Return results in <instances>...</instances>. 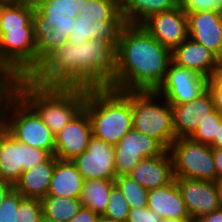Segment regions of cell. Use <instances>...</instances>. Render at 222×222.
<instances>
[{"instance_id": "5bb4252c", "label": "cell", "mask_w": 222, "mask_h": 222, "mask_svg": "<svg viewBox=\"0 0 222 222\" xmlns=\"http://www.w3.org/2000/svg\"><path fill=\"white\" fill-rule=\"evenodd\" d=\"M140 25L171 51L188 37L187 14L179 6L152 14Z\"/></svg>"}, {"instance_id": "f5cc1de1", "label": "cell", "mask_w": 222, "mask_h": 222, "mask_svg": "<svg viewBox=\"0 0 222 222\" xmlns=\"http://www.w3.org/2000/svg\"><path fill=\"white\" fill-rule=\"evenodd\" d=\"M2 1H5V2H22L24 0H2Z\"/></svg>"}, {"instance_id": "d4e9b609", "label": "cell", "mask_w": 222, "mask_h": 222, "mask_svg": "<svg viewBox=\"0 0 222 222\" xmlns=\"http://www.w3.org/2000/svg\"><path fill=\"white\" fill-rule=\"evenodd\" d=\"M127 24L140 25L150 15L178 7V0H120Z\"/></svg>"}, {"instance_id": "f1b7e54d", "label": "cell", "mask_w": 222, "mask_h": 222, "mask_svg": "<svg viewBox=\"0 0 222 222\" xmlns=\"http://www.w3.org/2000/svg\"><path fill=\"white\" fill-rule=\"evenodd\" d=\"M78 17L101 19V21H126L120 0H83L82 13Z\"/></svg>"}, {"instance_id": "e0dca14e", "label": "cell", "mask_w": 222, "mask_h": 222, "mask_svg": "<svg viewBox=\"0 0 222 222\" xmlns=\"http://www.w3.org/2000/svg\"><path fill=\"white\" fill-rule=\"evenodd\" d=\"M188 37L204 45L222 60V14L216 11L186 13Z\"/></svg>"}, {"instance_id": "8992f818", "label": "cell", "mask_w": 222, "mask_h": 222, "mask_svg": "<svg viewBox=\"0 0 222 222\" xmlns=\"http://www.w3.org/2000/svg\"><path fill=\"white\" fill-rule=\"evenodd\" d=\"M133 130L156 140L169 151L176 139L172 109L156 91H132Z\"/></svg>"}, {"instance_id": "60d3db41", "label": "cell", "mask_w": 222, "mask_h": 222, "mask_svg": "<svg viewBox=\"0 0 222 222\" xmlns=\"http://www.w3.org/2000/svg\"><path fill=\"white\" fill-rule=\"evenodd\" d=\"M199 222H222V206L197 219Z\"/></svg>"}, {"instance_id": "7dc6e473", "label": "cell", "mask_w": 222, "mask_h": 222, "mask_svg": "<svg viewBox=\"0 0 222 222\" xmlns=\"http://www.w3.org/2000/svg\"><path fill=\"white\" fill-rule=\"evenodd\" d=\"M218 187V192H219V197H220V202L222 205V177L217 178L215 181Z\"/></svg>"}, {"instance_id": "52a82bcc", "label": "cell", "mask_w": 222, "mask_h": 222, "mask_svg": "<svg viewBox=\"0 0 222 222\" xmlns=\"http://www.w3.org/2000/svg\"><path fill=\"white\" fill-rule=\"evenodd\" d=\"M3 118L7 122L9 134L14 139L54 155L55 135L17 92L7 98Z\"/></svg>"}, {"instance_id": "7402d4cb", "label": "cell", "mask_w": 222, "mask_h": 222, "mask_svg": "<svg viewBox=\"0 0 222 222\" xmlns=\"http://www.w3.org/2000/svg\"><path fill=\"white\" fill-rule=\"evenodd\" d=\"M147 207L162 219H191L176 180L164 187L148 190Z\"/></svg>"}, {"instance_id": "7bdbcfd3", "label": "cell", "mask_w": 222, "mask_h": 222, "mask_svg": "<svg viewBox=\"0 0 222 222\" xmlns=\"http://www.w3.org/2000/svg\"><path fill=\"white\" fill-rule=\"evenodd\" d=\"M14 189V185L9 182L0 180V205L6 196Z\"/></svg>"}, {"instance_id": "603a6c76", "label": "cell", "mask_w": 222, "mask_h": 222, "mask_svg": "<svg viewBox=\"0 0 222 222\" xmlns=\"http://www.w3.org/2000/svg\"><path fill=\"white\" fill-rule=\"evenodd\" d=\"M55 167V156L22 173L14 189L24 198L42 200L49 191L50 181Z\"/></svg>"}, {"instance_id": "ac0fdd59", "label": "cell", "mask_w": 222, "mask_h": 222, "mask_svg": "<svg viewBox=\"0 0 222 222\" xmlns=\"http://www.w3.org/2000/svg\"><path fill=\"white\" fill-rule=\"evenodd\" d=\"M171 52L172 62L209 79L217 74L221 66V60L212 51L190 37Z\"/></svg>"}, {"instance_id": "8d00e7d4", "label": "cell", "mask_w": 222, "mask_h": 222, "mask_svg": "<svg viewBox=\"0 0 222 222\" xmlns=\"http://www.w3.org/2000/svg\"><path fill=\"white\" fill-rule=\"evenodd\" d=\"M161 216L148 207L130 208L127 222H161Z\"/></svg>"}, {"instance_id": "db71d44e", "label": "cell", "mask_w": 222, "mask_h": 222, "mask_svg": "<svg viewBox=\"0 0 222 222\" xmlns=\"http://www.w3.org/2000/svg\"><path fill=\"white\" fill-rule=\"evenodd\" d=\"M187 222H199L197 219H190Z\"/></svg>"}, {"instance_id": "4dcf8cb0", "label": "cell", "mask_w": 222, "mask_h": 222, "mask_svg": "<svg viewBox=\"0 0 222 222\" xmlns=\"http://www.w3.org/2000/svg\"><path fill=\"white\" fill-rule=\"evenodd\" d=\"M221 120L222 114L215 109L203 120H199L200 123L197 129L189 138L196 142L211 146L217 135L218 126H220Z\"/></svg>"}, {"instance_id": "1f68e13d", "label": "cell", "mask_w": 222, "mask_h": 222, "mask_svg": "<svg viewBox=\"0 0 222 222\" xmlns=\"http://www.w3.org/2000/svg\"><path fill=\"white\" fill-rule=\"evenodd\" d=\"M129 204L119 187L114 184L110 190L106 212L103 218L111 221L127 222Z\"/></svg>"}, {"instance_id": "ee69618b", "label": "cell", "mask_w": 222, "mask_h": 222, "mask_svg": "<svg viewBox=\"0 0 222 222\" xmlns=\"http://www.w3.org/2000/svg\"><path fill=\"white\" fill-rule=\"evenodd\" d=\"M9 134L8 125L5 119L0 118V145L4 138Z\"/></svg>"}, {"instance_id": "9c48e42d", "label": "cell", "mask_w": 222, "mask_h": 222, "mask_svg": "<svg viewBox=\"0 0 222 222\" xmlns=\"http://www.w3.org/2000/svg\"><path fill=\"white\" fill-rule=\"evenodd\" d=\"M1 30L0 59L18 78H28L37 68V27Z\"/></svg>"}, {"instance_id": "e575fe53", "label": "cell", "mask_w": 222, "mask_h": 222, "mask_svg": "<svg viewBox=\"0 0 222 222\" xmlns=\"http://www.w3.org/2000/svg\"><path fill=\"white\" fill-rule=\"evenodd\" d=\"M178 6L186 13L216 11L222 14V0H178Z\"/></svg>"}, {"instance_id": "9a60e30c", "label": "cell", "mask_w": 222, "mask_h": 222, "mask_svg": "<svg viewBox=\"0 0 222 222\" xmlns=\"http://www.w3.org/2000/svg\"><path fill=\"white\" fill-rule=\"evenodd\" d=\"M175 180L191 219H198L222 206L216 182L191 178Z\"/></svg>"}, {"instance_id": "30bf717a", "label": "cell", "mask_w": 222, "mask_h": 222, "mask_svg": "<svg viewBox=\"0 0 222 222\" xmlns=\"http://www.w3.org/2000/svg\"><path fill=\"white\" fill-rule=\"evenodd\" d=\"M209 78L171 62L156 92L170 105L188 103L208 90Z\"/></svg>"}, {"instance_id": "836d02e7", "label": "cell", "mask_w": 222, "mask_h": 222, "mask_svg": "<svg viewBox=\"0 0 222 222\" xmlns=\"http://www.w3.org/2000/svg\"><path fill=\"white\" fill-rule=\"evenodd\" d=\"M24 197L13 189L0 205V222H16L17 210Z\"/></svg>"}, {"instance_id": "83f0119b", "label": "cell", "mask_w": 222, "mask_h": 222, "mask_svg": "<svg viewBox=\"0 0 222 222\" xmlns=\"http://www.w3.org/2000/svg\"><path fill=\"white\" fill-rule=\"evenodd\" d=\"M40 201L43 216L57 222H68L82 207L80 198L46 195Z\"/></svg>"}, {"instance_id": "3957f363", "label": "cell", "mask_w": 222, "mask_h": 222, "mask_svg": "<svg viewBox=\"0 0 222 222\" xmlns=\"http://www.w3.org/2000/svg\"><path fill=\"white\" fill-rule=\"evenodd\" d=\"M84 109L90 118L93 137L115 146L132 125V91L109 87L90 88Z\"/></svg>"}, {"instance_id": "7a4b0ae2", "label": "cell", "mask_w": 222, "mask_h": 222, "mask_svg": "<svg viewBox=\"0 0 222 222\" xmlns=\"http://www.w3.org/2000/svg\"><path fill=\"white\" fill-rule=\"evenodd\" d=\"M172 52L141 25L127 24L116 48V63L109 88L119 91H156L163 83Z\"/></svg>"}, {"instance_id": "d6a6232c", "label": "cell", "mask_w": 222, "mask_h": 222, "mask_svg": "<svg viewBox=\"0 0 222 222\" xmlns=\"http://www.w3.org/2000/svg\"><path fill=\"white\" fill-rule=\"evenodd\" d=\"M42 213V204L38 199L24 198L17 210L16 222H39Z\"/></svg>"}, {"instance_id": "5b68a950", "label": "cell", "mask_w": 222, "mask_h": 222, "mask_svg": "<svg viewBox=\"0 0 222 222\" xmlns=\"http://www.w3.org/2000/svg\"><path fill=\"white\" fill-rule=\"evenodd\" d=\"M83 0H50L36 11L37 67L54 50L67 42Z\"/></svg>"}, {"instance_id": "6da1fadb", "label": "cell", "mask_w": 222, "mask_h": 222, "mask_svg": "<svg viewBox=\"0 0 222 222\" xmlns=\"http://www.w3.org/2000/svg\"><path fill=\"white\" fill-rule=\"evenodd\" d=\"M116 63V48L102 38L74 45L66 42L28 77L45 87H110Z\"/></svg>"}, {"instance_id": "f907efd6", "label": "cell", "mask_w": 222, "mask_h": 222, "mask_svg": "<svg viewBox=\"0 0 222 222\" xmlns=\"http://www.w3.org/2000/svg\"><path fill=\"white\" fill-rule=\"evenodd\" d=\"M39 222H57V221L42 216Z\"/></svg>"}, {"instance_id": "ffe728a7", "label": "cell", "mask_w": 222, "mask_h": 222, "mask_svg": "<svg viewBox=\"0 0 222 222\" xmlns=\"http://www.w3.org/2000/svg\"><path fill=\"white\" fill-rule=\"evenodd\" d=\"M147 190L164 187L175 180L173 160L169 151L140 160L128 174Z\"/></svg>"}, {"instance_id": "4316f807", "label": "cell", "mask_w": 222, "mask_h": 222, "mask_svg": "<svg viewBox=\"0 0 222 222\" xmlns=\"http://www.w3.org/2000/svg\"><path fill=\"white\" fill-rule=\"evenodd\" d=\"M1 29L37 27L36 11L24 1H2Z\"/></svg>"}, {"instance_id": "8fae6325", "label": "cell", "mask_w": 222, "mask_h": 222, "mask_svg": "<svg viewBox=\"0 0 222 222\" xmlns=\"http://www.w3.org/2000/svg\"><path fill=\"white\" fill-rule=\"evenodd\" d=\"M50 156L47 151L21 143L8 134L0 145V180L15 185L24 171Z\"/></svg>"}, {"instance_id": "f35d334b", "label": "cell", "mask_w": 222, "mask_h": 222, "mask_svg": "<svg viewBox=\"0 0 222 222\" xmlns=\"http://www.w3.org/2000/svg\"><path fill=\"white\" fill-rule=\"evenodd\" d=\"M17 83H0V118L3 117V109L7 98L16 92Z\"/></svg>"}, {"instance_id": "484cf974", "label": "cell", "mask_w": 222, "mask_h": 222, "mask_svg": "<svg viewBox=\"0 0 222 222\" xmlns=\"http://www.w3.org/2000/svg\"><path fill=\"white\" fill-rule=\"evenodd\" d=\"M115 181L106 179L85 180L80 196L81 205L101 217L106 212L110 190Z\"/></svg>"}, {"instance_id": "74e56055", "label": "cell", "mask_w": 222, "mask_h": 222, "mask_svg": "<svg viewBox=\"0 0 222 222\" xmlns=\"http://www.w3.org/2000/svg\"><path fill=\"white\" fill-rule=\"evenodd\" d=\"M101 216L91 209L82 206L77 214L68 222H99Z\"/></svg>"}, {"instance_id": "f546056e", "label": "cell", "mask_w": 222, "mask_h": 222, "mask_svg": "<svg viewBox=\"0 0 222 222\" xmlns=\"http://www.w3.org/2000/svg\"><path fill=\"white\" fill-rule=\"evenodd\" d=\"M115 184L124 194L130 208L147 207L148 190L129 175L118 176Z\"/></svg>"}, {"instance_id": "ba28073f", "label": "cell", "mask_w": 222, "mask_h": 222, "mask_svg": "<svg viewBox=\"0 0 222 222\" xmlns=\"http://www.w3.org/2000/svg\"><path fill=\"white\" fill-rule=\"evenodd\" d=\"M169 152L173 160L175 178H191L202 181L217 180L213 148L190 138L175 139Z\"/></svg>"}, {"instance_id": "cb8c5ba5", "label": "cell", "mask_w": 222, "mask_h": 222, "mask_svg": "<svg viewBox=\"0 0 222 222\" xmlns=\"http://www.w3.org/2000/svg\"><path fill=\"white\" fill-rule=\"evenodd\" d=\"M84 178L71 160L55 157V167L47 195L80 198Z\"/></svg>"}, {"instance_id": "d590c367", "label": "cell", "mask_w": 222, "mask_h": 222, "mask_svg": "<svg viewBox=\"0 0 222 222\" xmlns=\"http://www.w3.org/2000/svg\"><path fill=\"white\" fill-rule=\"evenodd\" d=\"M208 91L212 95L215 109L222 114V66L217 74L209 79Z\"/></svg>"}, {"instance_id": "b9f144b4", "label": "cell", "mask_w": 222, "mask_h": 222, "mask_svg": "<svg viewBox=\"0 0 222 222\" xmlns=\"http://www.w3.org/2000/svg\"><path fill=\"white\" fill-rule=\"evenodd\" d=\"M213 159L215 162L217 178L222 177V148H213Z\"/></svg>"}, {"instance_id": "2e32d148", "label": "cell", "mask_w": 222, "mask_h": 222, "mask_svg": "<svg viewBox=\"0 0 222 222\" xmlns=\"http://www.w3.org/2000/svg\"><path fill=\"white\" fill-rule=\"evenodd\" d=\"M92 125L83 108L60 132L55 135L54 156L60 160H73L86 151L92 138Z\"/></svg>"}, {"instance_id": "ab89813d", "label": "cell", "mask_w": 222, "mask_h": 222, "mask_svg": "<svg viewBox=\"0 0 222 222\" xmlns=\"http://www.w3.org/2000/svg\"><path fill=\"white\" fill-rule=\"evenodd\" d=\"M18 77L0 59V83H17Z\"/></svg>"}, {"instance_id": "44dd1931", "label": "cell", "mask_w": 222, "mask_h": 222, "mask_svg": "<svg viewBox=\"0 0 222 222\" xmlns=\"http://www.w3.org/2000/svg\"><path fill=\"white\" fill-rule=\"evenodd\" d=\"M126 21H101V19L77 17L67 42L84 44L94 38H102L117 48Z\"/></svg>"}, {"instance_id": "bcb514c9", "label": "cell", "mask_w": 222, "mask_h": 222, "mask_svg": "<svg viewBox=\"0 0 222 222\" xmlns=\"http://www.w3.org/2000/svg\"><path fill=\"white\" fill-rule=\"evenodd\" d=\"M50 0H24L32 9L36 10L41 5L47 3Z\"/></svg>"}, {"instance_id": "681fc988", "label": "cell", "mask_w": 222, "mask_h": 222, "mask_svg": "<svg viewBox=\"0 0 222 222\" xmlns=\"http://www.w3.org/2000/svg\"><path fill=\"white\" fill-rule=\"evenodd\" d=\"M1 15H2V0H0V21H1ZM2 37V30H1V24H0V40Z\"/></svg>"}, {"instance_id": "c3c4849f", "label": "cell", "mask_w": 222, "mask_h": 222, "mask_svg": "<svg viewBox=\"0 0 222 222\" xmlns=\"http://www.w3.org/2000/svg\"><path fill=\"white\" fill-rule=\"evenodd\" d=\"M188 220L178 219V218H167L162 219L161 222H187Z\"/></svg>"}, {"instance_id": "277c9868", "label": "cell", "mask_w": 222, "mask_h": 222, "mask_svg": "<svg viewBox=\"0 0 222 222\" xmlns=\"http://www.w3.org/2000/svg\"><path fill=\"white\" fill-rule=\"evenodd\" d=\"M16 92L56 135L84 108L87 88L45 87L18 78Z\"/></svg>"}, {"instance_id": "816d5d0a", "label": "cell", "mask_w": 222, "mask_h": 222, "mask_svg": "<svg viewBox=\"0 0 222 222\" xmlns=\"http://www.w3.org/2000/svg\"><path fill=\"white\" fill-rule=\"evenodd\" d=\"M99 222H120V221H111V220H107V219L101 217Z\"/></svg>"}, {"instance_id": "f6af8a7d", "label": "cell", "mask_w": 222, "mask_h": 222, "mask_svg": "<svg viewBox=\"0 0 222 222\" xmlns=\"http://www.w3.org/2000/svg\"><path fill=\"white\" fill-rule=\"evenodd\" d=\"M212 148H222V120L220 126H218L217 135L215 136L214 142L211 145Z\"/></svg>"}, {"instance_id": "7c38bea8", "label": "cell", "mask_w": 222, "mask_h": 222, "mask_svg": "<svg viewBox=\"0 0 222 222\" xmlns=\"http://www.w3.org/2000/svg\"><path fill=\"white\" fill-rule=\"evenodd\" d=\"M165 149L153 138L130 130L115 146V172L128 175L145 158L161 155Z\"/></svg>"}, {"instance_id": "4fadbf2b", "label": "cell", "mask_w": 222, "mask_h": 222, "mask_svg": "<svg viewBox=\"0 0 222 222\" xmlns=\"http://www.w3.org/2000/svg\"><path fill=\"white\" fill-rule=\"evenodd\" d=\"M114 146L92 136L84 151L72 162L82 174L84 180L106 179L115 181Z\"/></svg>"}, {"instance_id": "d6986e66", "label": "cell", "mask_w": 222, "mask_h": 222, "mask_svg": "<svg viewBox=\"0 0 222 222\" xmlns=\"http://www.w3.org/2000/svg\"><path fill=\"white\" fill-rule=\"evenodd\" d=\"M170 106L176 139L189 138L197 129L199 120H203L215 110L212 95L208 90L188 103Z\"/></svg>"}]
</instances>
